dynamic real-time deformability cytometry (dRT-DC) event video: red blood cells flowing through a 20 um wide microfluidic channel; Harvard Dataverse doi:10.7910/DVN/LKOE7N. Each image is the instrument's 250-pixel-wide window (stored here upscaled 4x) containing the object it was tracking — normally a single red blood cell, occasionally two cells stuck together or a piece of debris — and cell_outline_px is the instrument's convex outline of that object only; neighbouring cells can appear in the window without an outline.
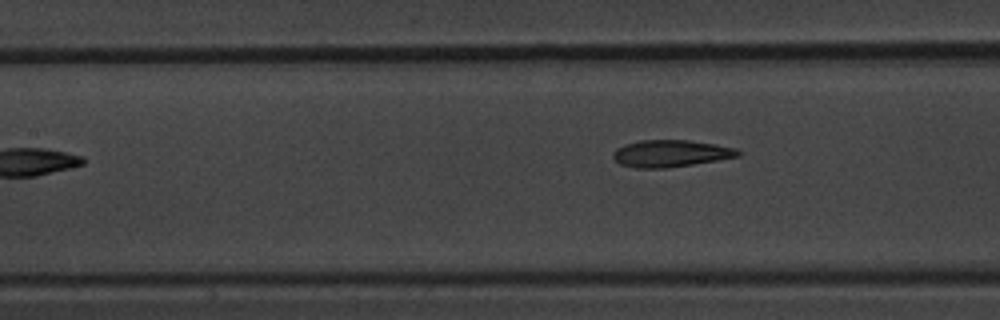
{"species": "common noctule bat (a hibernating species)", "species_latin": "Nyctalus noctula", "temperature_condition": "warm", "stored_images_in_passage": 7, "camera_frame_rate_fps": 3000, "um_per_image_px": 0.085, "animal": {"sex": "male", "body_mass_g": 20.1, "forearm_length_mm": 53.5}, "frame": {"image": 1, "passage_image": 7, "time_ms": 7.0, "image_size_px": [1000, 320], "cell_outline_px": [[740, 156], [668, 168], [636, 168], [620, 164], [612, 156], [612, 152], [616, 148], [624, 144], [640, 140], [688, 140], [716, 144], [736, 148], [740, 152]], "centroid_in_image_um": [56.98, 13.04], "position_along_channel_um": 150.4, "area_um2": 19.65}}